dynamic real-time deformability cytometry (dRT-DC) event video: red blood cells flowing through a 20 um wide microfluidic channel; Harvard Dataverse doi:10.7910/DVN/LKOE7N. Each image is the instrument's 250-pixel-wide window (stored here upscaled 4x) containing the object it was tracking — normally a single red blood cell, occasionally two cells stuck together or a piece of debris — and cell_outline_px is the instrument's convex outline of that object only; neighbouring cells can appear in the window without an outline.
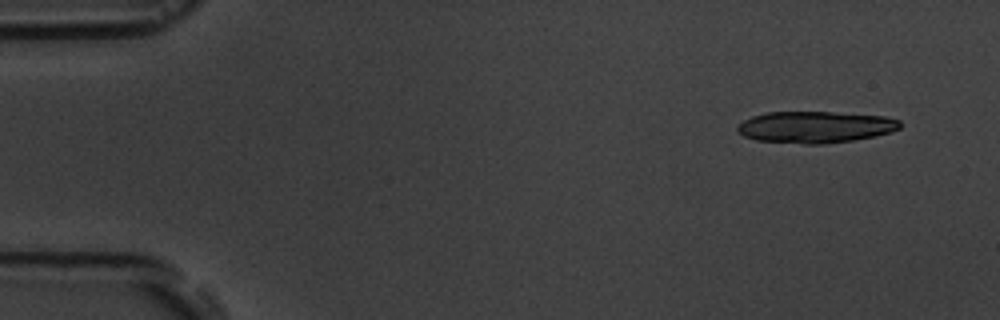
{"species": "common noctule bat (a hibernating species)", "species_latin": "Nyctalus noctula", "temperature_condition": "room temperature", "stored_images_in_passage": 5, "camera_frame_rate_fps": 3000, "um_per_image_px": 0.085, "animal": {"sex": "male", "body_mass_g": 19.5, "forearm_length_mm": 54.6}, "frame": {"image": 1, "passage_image": 1, "time_ms": 0.0, "image_size_px": [1000, 320], "cell_outline_px": [[900, 128], [892, 132], [876, 136], [852, 140], [824, 144], [804, 144], [756, 140], [744, 136], [736, 132], [736, 128], [744, 120], [752, 116], [768, 112], [832, 112], [884, 116], [900, 120]], "centroid_in_image_um": [69.3, 10.8], "position_along_channel_um": 15.7, "area_um2": 30.0}}